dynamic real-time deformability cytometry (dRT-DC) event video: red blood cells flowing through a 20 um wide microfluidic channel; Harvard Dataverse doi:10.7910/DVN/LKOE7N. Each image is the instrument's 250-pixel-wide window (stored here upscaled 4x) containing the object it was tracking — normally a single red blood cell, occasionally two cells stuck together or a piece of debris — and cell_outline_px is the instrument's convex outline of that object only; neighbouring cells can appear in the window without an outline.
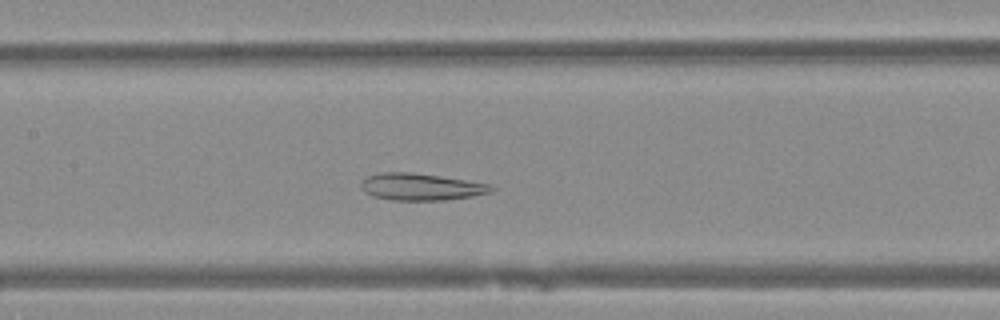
{"species": "Egyptian fruit bat (a non-hibernating species)", "species_latin": "Rousettus aegyptiacus", "temperature_condition": "warm", "stored_images_in_passage": 47, "camera_frame_rate_fps": 3000, "um_per_image_px": 0.085, "animal": {"sex": "female"}, "frame": {"image": 1, "passage_image": 20, "time_ms": 6.333, "image_size_px": [1000, 320], "cell_outline_px": [[496, 188], [492, 192], [472, 196], [444, 200], [392, 200], [372, 196], [364, 192], [360, 184], [368, 176], [380, 172], [412, 172], [440, 176], [492, 184]], "centroid_in_image_um": [35.81, 15.88], "position_along_channel_um": 171.6, "area_um2": 20.52}}
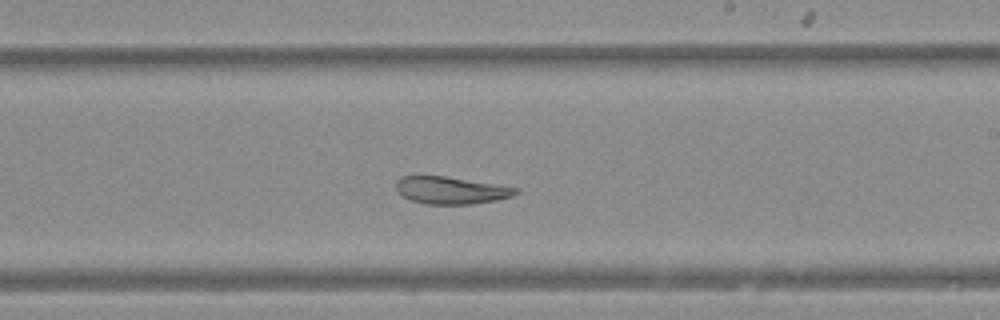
{"frame": {"image": 2, "passage_image": 26, "time_ms": 8.333, "image_size_px": [1000, 320], "cell_outline_px": [[520, 192], [512, 196], [496, 200], [472, 204], [424, 204], [412, 200], [404, 196], [396, 188], [396, 180], [400, 176], [444, 176], [520, 188]], "centroid_in_image_um": [38.35, 16.17], "position_along_channel_um": 250.6, "area_um2": 18.9}}
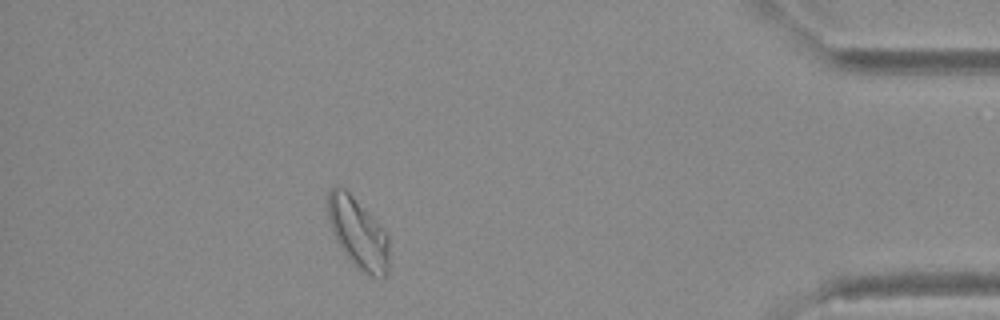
{"frame": {"image": 3, "passage_image": 41, "time_ms": 13.333, "image_size_px": [1000, 320], "cell_outline_px": [[388, 272], [380, 280], [376, 280], [368, 276], [352, 264], [336, 240], [328, 220], [328, 192], [332, 188], [344, 188], [352, 196], [388, 236]], "centroid_in_image_um": [30.44, 19.91], "position_along_channel_um": 404.8, "area_um2": 24.68}}